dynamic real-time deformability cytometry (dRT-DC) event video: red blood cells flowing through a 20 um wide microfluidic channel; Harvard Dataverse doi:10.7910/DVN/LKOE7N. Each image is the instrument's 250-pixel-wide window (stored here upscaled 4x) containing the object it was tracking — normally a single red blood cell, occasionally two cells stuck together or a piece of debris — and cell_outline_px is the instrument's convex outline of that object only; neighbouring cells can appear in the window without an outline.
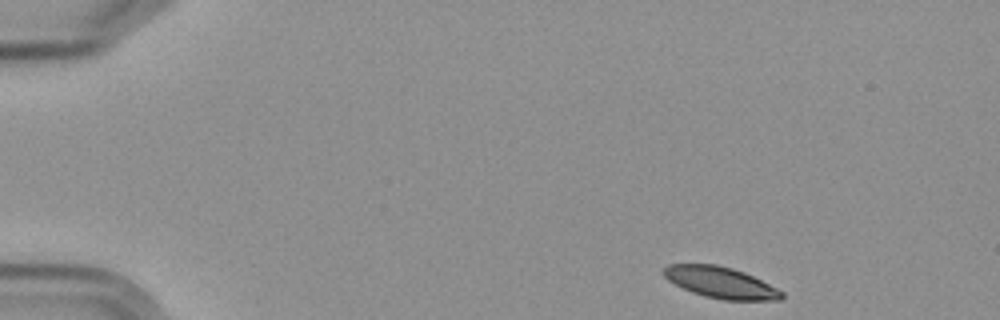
{"species": "Egyptian fruit bat (a non-hibernating species)", "species_latin": "Rousettus aegyptiacus", "temperature_condition": "cold", "stored_images_in_passage": 5, "camera_frame_rate_fps": 3000, "um_per_image_px": 0.085, "frame": {"image": 1, "passage_image": 1, "time_ms": 0.0, "image_size_px": [1000, 320], "cell_outline_px": [[784, 296], [780, 300], [724, 300], [704, 296], [692, 292], [668, 280], [664, 276], [664, 268], [668, 264], [716, 264], [732, 268], [744, 272], [784, 292]], "centroid_in_image_um": [61.26, 24.01], "position_along_channel_um": 23.7, "area_um2": 21.27}}
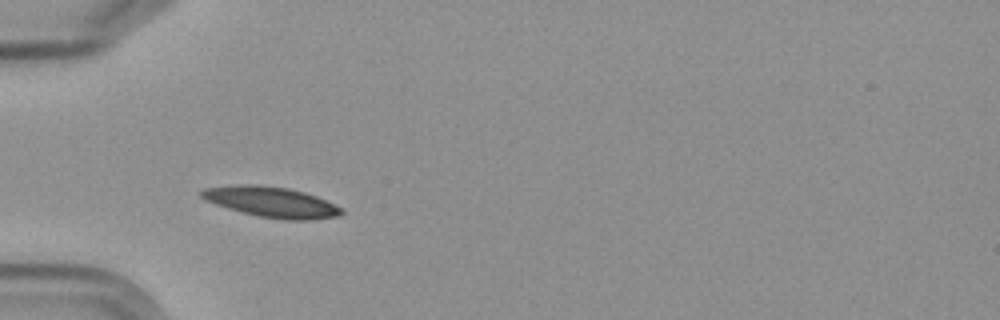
{"frame": {"image": 2, "passage_image": 4, "time_ms": 3.667, "image_size_px": [1000, 320], "cell_outline_px": [[344, 212], [340, 216], [312, 220], [284, 220], [256, 216], [228, 208], [204, 200], [196, 192], [204, 188], [236, 184], [260, 184], [288, 188], [304, 192], [316, 196], [344, 208]], "centroid_in_image_um": [23.06, 17.17], "position_along_channel_um": 61.9, "area_um2": 25.32}}
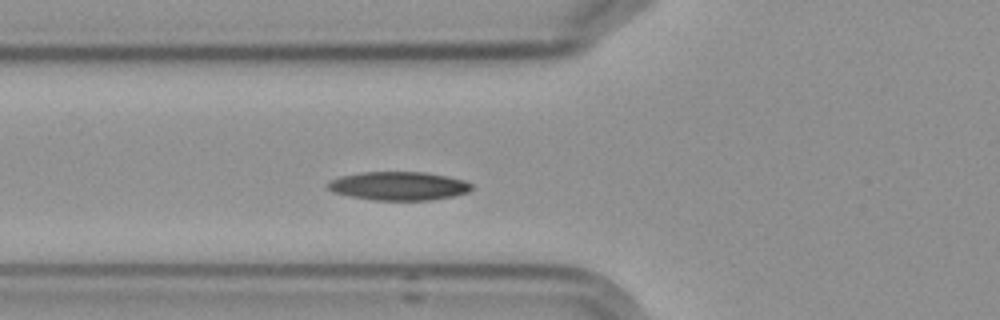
{"frame": {"image": 3, "passage_image": 5, "time_ms": 4.667, "image_size_px": [1000, 320], "cell_outline_px": [[472, 188], [468, 192], [452, 196], [428, 200], [372, 200], [348, 196], [332, 192], [328, 188], [328, 180], [340, 176], [364, 172], [424, 172], [448, 176], [464, 180], [472, 184]], "centroid_in_image_um": [33.86, 15.8], "position_along_channel_um": 91.9, "area_um2": 23.99}}